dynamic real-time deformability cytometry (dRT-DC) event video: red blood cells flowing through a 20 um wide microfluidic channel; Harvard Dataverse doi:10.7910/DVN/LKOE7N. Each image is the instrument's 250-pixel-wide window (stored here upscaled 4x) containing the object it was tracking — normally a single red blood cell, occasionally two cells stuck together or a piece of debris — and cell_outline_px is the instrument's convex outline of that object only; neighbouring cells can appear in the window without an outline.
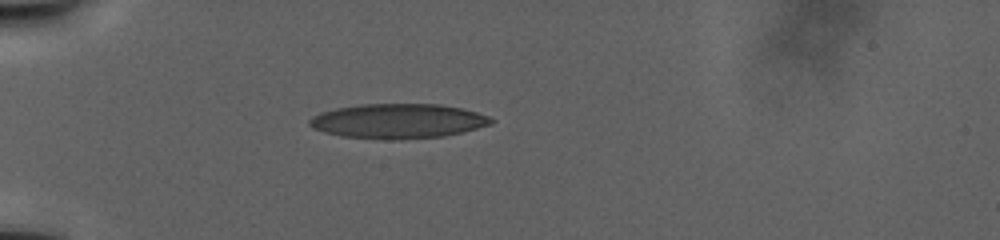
{"species": "human", "species_latin": "Homo sapiens", "temperature_condition": "warm", "stored_images_in_passage": 135, "camera_frame_rate_fps": 3000, "um_per_image_px": 0.085, "donor": {"sex": "male"}, "frame": {"image": 1, "passage_image": 1, "time_ms": 0.0, "image_size_px": [1000, 240], "cell_outline_px": [[496, 120], [492, 124], [444, 136], [392, 140], [384, 140], [344, 136], [324, 132], [312, 128], [308, 124], [308, 120], [312, 116], [320, 112], [336, 108], [360, 104], [440, 104], [460, 108], [476, 112], [488, 116]], "centroid_in_image_um": [33.8, 10.29], "position_along_channel_um": 51.2, "area_um2": 36.76}}
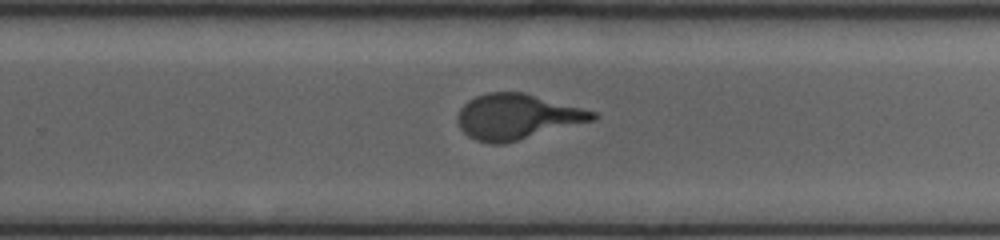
{"frame": {"image": 2, "passage_image": 78, "time_ms": 15.667, "image_size_px": [1000, 240], "cell_outline_px": [[600, 116], [596, 120], [504, 144], [488, 144], [476, 140], [468, 136], [460, 128], [456, 120], [456, 116], [460, 108], [468, 100], [476, 96], [488, 92], [524, 92], [596, 112]], "centroid_in_image_um": [43.94, 9.93], "position_along_channel_um": 285.9, "area_um2": 35.95}}
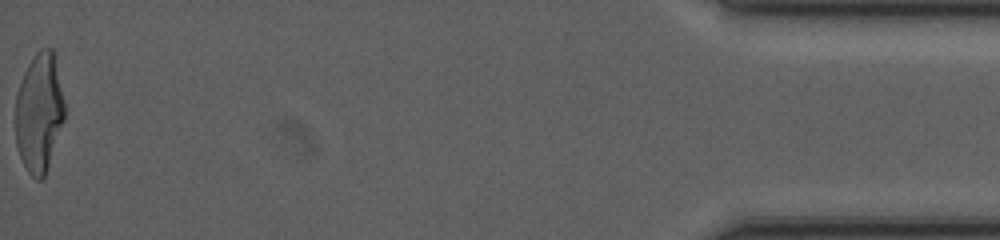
{"frame": {"image": 3, "passage_image": 135, "time_ms": 29.333, "image_size_px": [1000, 240], "cell_outline_px": [[64, 120], [48, 168], [44, 176], [40, 180], [36, 180], [28, 172], [20, 156], [16, 144], [16, 96], [24, 72], [28, 64], [36, 52], [40, 48], [52, 48], [56, 52], [64, 100]], "centroid_in_image_um": [3.36, 9.53], "position_along_channel_um": 431.8, "area_um2": 34.33}}